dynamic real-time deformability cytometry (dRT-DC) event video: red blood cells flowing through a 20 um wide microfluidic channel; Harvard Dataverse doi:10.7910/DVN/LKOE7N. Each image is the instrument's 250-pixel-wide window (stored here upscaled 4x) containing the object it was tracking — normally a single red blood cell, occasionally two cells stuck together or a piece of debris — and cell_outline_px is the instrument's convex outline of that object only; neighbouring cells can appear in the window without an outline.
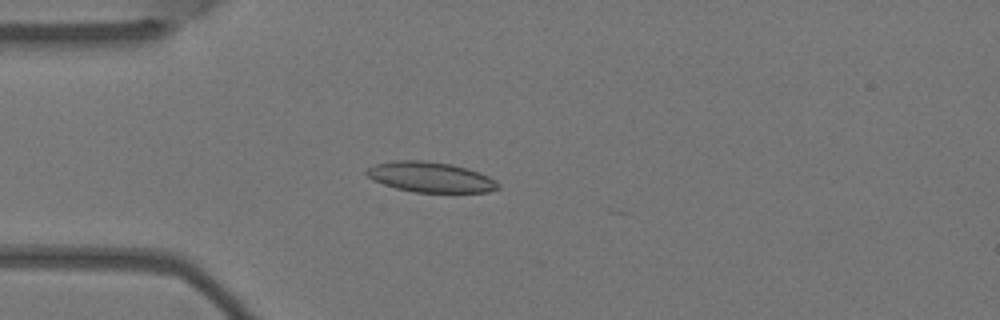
{"species": "Egyptian fruit bat (a non-hibernating species)", "species_latin": "Rousettus aegyptiacus", "temperature_condition": "warm", "stored_images_in_passage": 6, "camera_frame_rate_fps": 3000, "um_per_image_px": 0.085, "animal": {"sex": "female"}, "frame": {"image": 1, "passage_image": 5, "time_ms": 1.333, "image_size_px": [1000, 320], "cell_outline_px": [[500, 188], [488, 192], [412, 192], [396, 188], [372, 180], [364, 172], [368, 168], [376, 164], [396, 160], [424, 160], [452, 164], [468, 168], [488, 176], [496, 180], [500, 184]], "centroid_in_image_um": [36.61, 15.05], "position_along_channel_um": 48.4, "area_um2": 23.29}}